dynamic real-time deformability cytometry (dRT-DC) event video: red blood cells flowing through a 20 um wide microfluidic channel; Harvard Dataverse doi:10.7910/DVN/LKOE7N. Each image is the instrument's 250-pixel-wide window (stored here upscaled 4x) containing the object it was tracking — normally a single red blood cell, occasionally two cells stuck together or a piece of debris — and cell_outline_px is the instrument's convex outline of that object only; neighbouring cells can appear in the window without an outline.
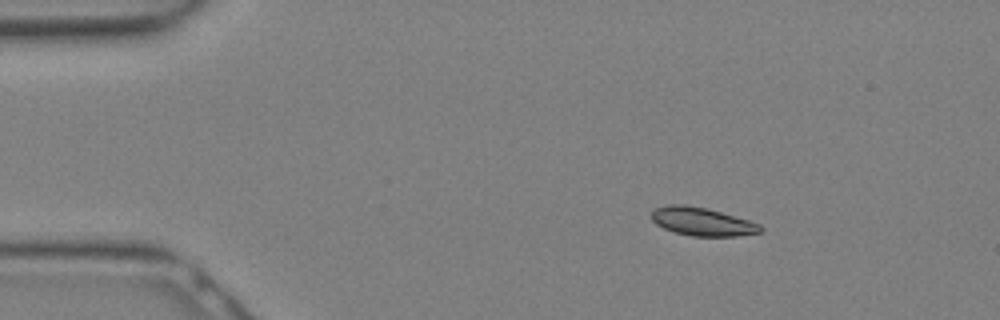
{"species": "Egyptian fruit bat (a non-hibernating species)", "species_latin": "Rousettus aegyptiacus", "temperature_condition": "warm", "stored_images_in_passage": 11, "camera_frame_rate_fps": 3000, "um_per_image_px": 0.085, "animal": {"sex": "female"}, "frame": {"image": 1, "passage_image": 1, "time_ms": 0.0, "image_size_px": [1000, 320], "cell_outline_px": [[764, 228], [760, 232], [736, 236], [692, 236], [676, 232], [664, 228], [656, 224], [652, 220], [652, 212], [656, 208], [668, 204], [684, 204], [704, 208], [720, 212], [748, 220], [760, 224]], "centroid_in_image_um": [59.68, 18.84], "position_along_channel_um": 25.3, "area_um2": 17.69}}
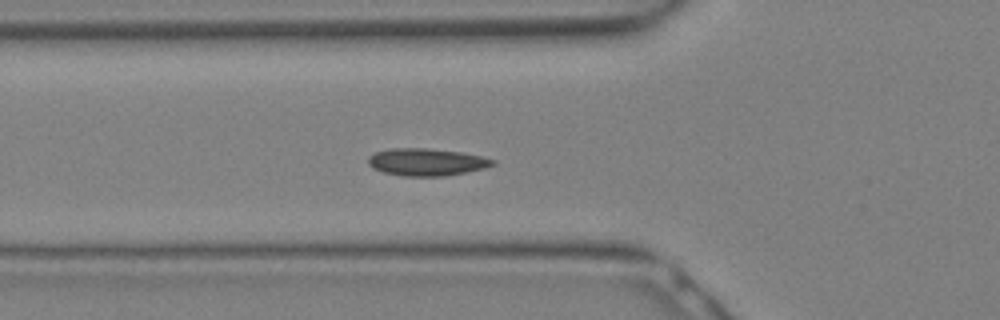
{"frame": {"image": 2, "passage_image": 7, "time_ms": 2.0, "image_size_px": [1000, 320], "cell_outline_px": [[496, 164], [484, 168], [444, 176], [404, 176], [384, 172], [372, 168], [368, 164], [368, 156], [376, 152], [388, 148], [428, 148], [460, 152], [480, 156], [496, 160]], "centroid_in_image_um": [36.23, 13.77], "position_along_channel_um": 89.6, "area_um2": 19.77}}
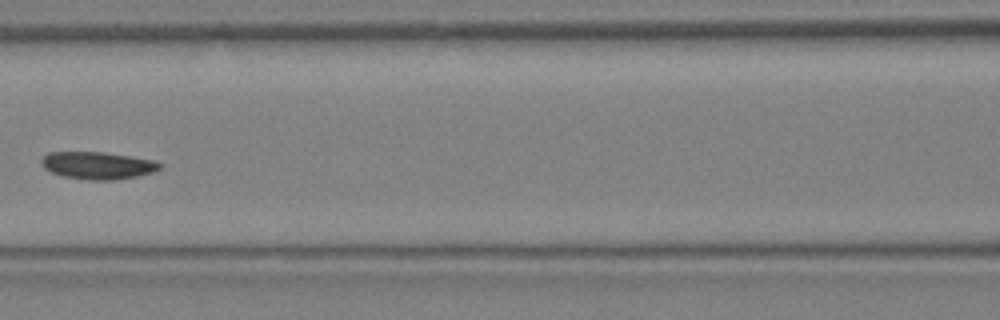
{"frame": {"image": 3, "passage_image": 10, "time_ms": 3.0, "image_size_px": [1000, 320], "cell_outline_px": [[164, 164], [160, 168], [152, 172], [136, 176], [112, 180], [88, 180], [64, 176], [52, 172], [44, 168], [40, 164], [40, 160], [48, 152], [104, 152], [156, 160]], "centroid_in_image_um": [8.31, 14.05], "position_along_channel_um": 158.3, "area_um2": 18.9}}